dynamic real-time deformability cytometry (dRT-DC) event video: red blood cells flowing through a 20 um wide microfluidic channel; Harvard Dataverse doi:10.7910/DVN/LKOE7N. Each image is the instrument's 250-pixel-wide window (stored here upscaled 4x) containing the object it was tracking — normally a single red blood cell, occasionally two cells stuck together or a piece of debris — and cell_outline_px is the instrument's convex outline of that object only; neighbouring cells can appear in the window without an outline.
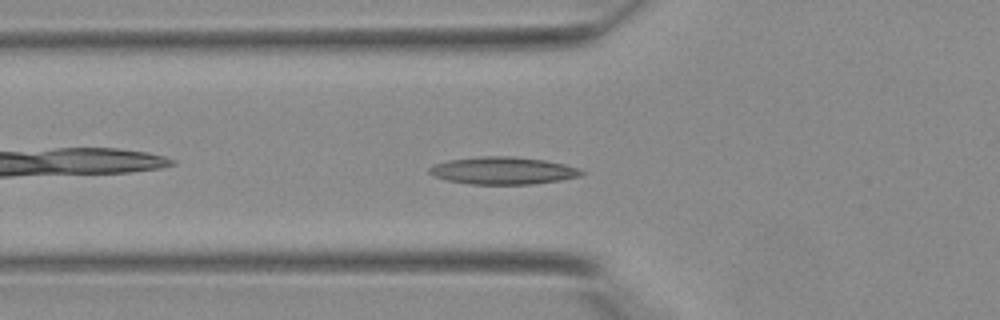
{"species": "Egyptian fruit bat (a non-hibernating species)", "species_latin": "Rousettus aegyptiacus", "temperature_condition": "warm", "stored_images_in_passage": 32, "segment_of_instrument_passage": [1, 2], "camera_frame_rate_fps": 3000, "um_per_image_px": 0.085, "animal": {"sex": "female"}, "frame": {"image": 1, "passage_image": 5, "time_ms": 1.333, "image_size_px": [1000, 320], "cell_outline_px": [[584, 172], [580, 176], [560, 180], [532, 184], [472, 184], [448, 180], [436, 176], [428, 172], [428, 168], [436, 164], [448, 160], [480, 156], [512, 156], [544, 160], [564, 164], [580, 168]], "centroid_in_image_um": [42.77, 14.49], "position_along_channel_um": 83.0, "area_um2": 24.1}}
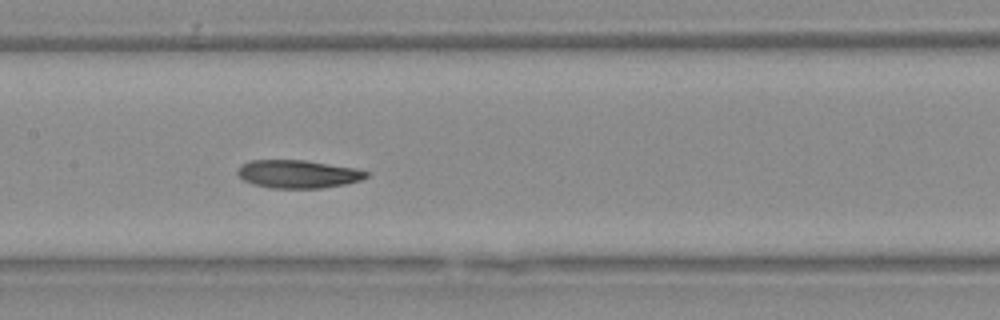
{"frame": {"image": 2, "passage_image": 11, "time_ms": 3.333, "image_size_px": [1000, 320], "cell_outline_px": [[368, 176], [360, 180], [344, 184], [320, 188], [272, 188], [252, 184], [244, 180], [236, 172], [240, 164], [252, 160], [304, 160], [356, 168], [368, 172]], "centroid_in_image_um": [25.3, 14.79], "position_along_channel_um": 182.1, "area_um2": 20.98}}
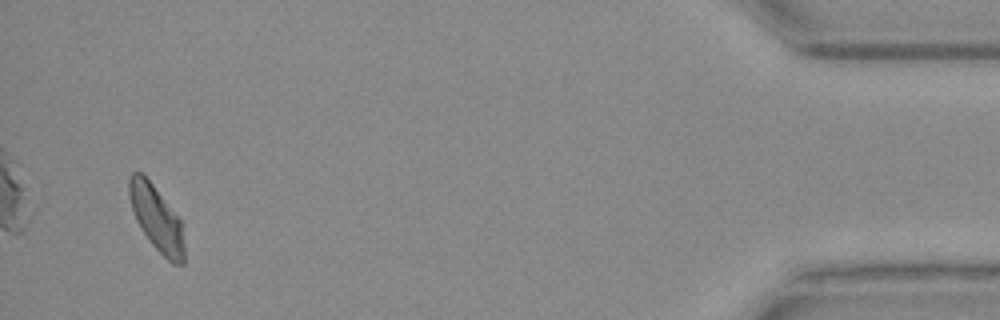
{"frame": {"image": 3, "passage_image": 30, "time_ms": 9.667, "image_size_px": [1000, 320], "cell_outline_px": [[184, 264], [172, 264], [152, 244], [136, 220], [132, 208], [128, 192], [128, 180], [132, 172], [140, 172], [152, 184], [180, 220], [184, 244]], "centroid_in_image_um": [13.3, 18.57], "position_along_channel_um": 421.9, "area_um2": 20.35}}